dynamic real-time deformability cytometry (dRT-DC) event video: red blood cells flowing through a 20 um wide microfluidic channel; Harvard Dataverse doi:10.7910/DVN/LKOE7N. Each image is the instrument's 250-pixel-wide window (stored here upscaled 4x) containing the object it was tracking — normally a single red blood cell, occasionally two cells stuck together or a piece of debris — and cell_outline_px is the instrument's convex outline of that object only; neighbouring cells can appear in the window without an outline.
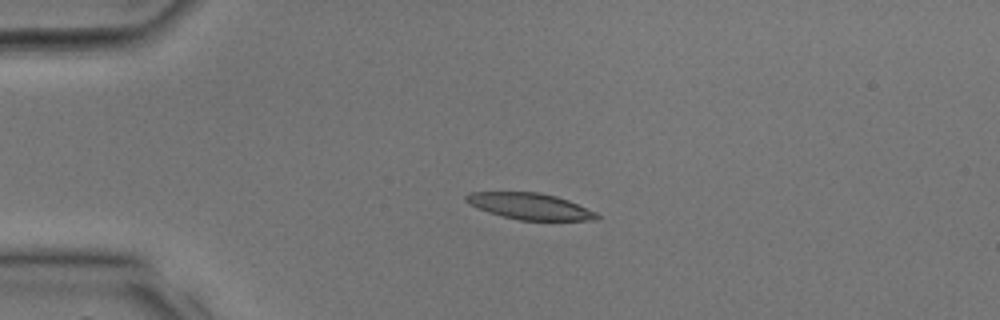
{"species": "common noctule bat (a hibernating species)", "species_latin": "Nyctalus noctula", "temperature_condition": "room temperature", "stored_images_in_passage": 6, "camera_frame_rate_fps": 3000, "um_per_image_px": 0.085, "animal": {"sex": "male", "body_mass_g": 17.9, "forearm_length_mm": 54.2}, "frame": {"image": 1, "passage_image": 1, "time_ms": 0.0, "image_size_px": [1000, 320], "cell_outline_px": [[600, 216], [596, 220], [520, 220], [488, 212], [468, 204], [464, 200], [464, 196], [468, 192], [540, 192], [556, 196], [568, 200], [596, 212]], "centroid_in_image_um": [45.01, 17.52], "position_along_channel_um": 40.0, "area_um2": 20.0}}
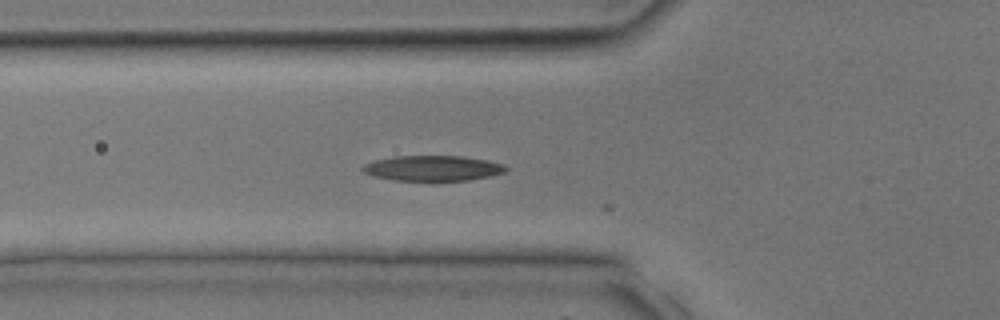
{"frame": {"image": 2, "passage_image": 5, "time_ms": 1.333, "image_size_px": [1000, 320], "cell_outline_px": [[508, 168], [504, 172], [488, 176], [468, 180], [436, 184], [396, 180], [376, 176], [364, 172], [360, 168], [364, 164], [376, 160], [392, 156], [464, 156], [488, 160], [500, 164]], "centroid_in_image_um": [36.77, 14.34], "position_along_channel_um": 89.0, "area_um2": 21.85}}